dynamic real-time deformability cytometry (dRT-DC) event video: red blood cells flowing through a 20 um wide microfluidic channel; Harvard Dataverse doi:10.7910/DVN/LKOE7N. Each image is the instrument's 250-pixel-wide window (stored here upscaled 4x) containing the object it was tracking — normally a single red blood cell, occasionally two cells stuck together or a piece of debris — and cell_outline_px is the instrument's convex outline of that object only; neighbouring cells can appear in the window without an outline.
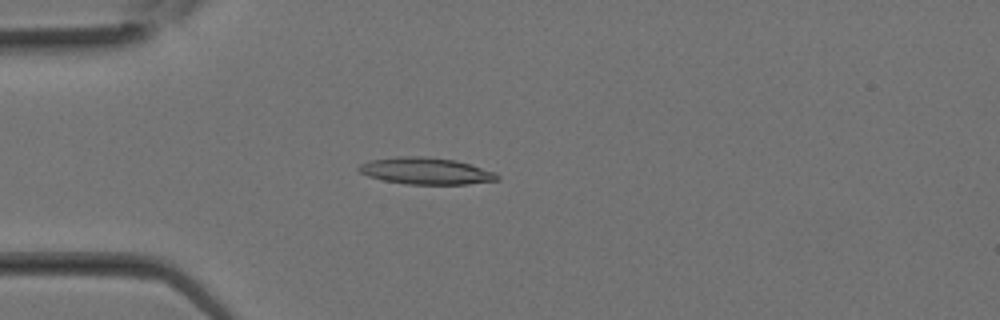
{"species": "Egyptian fruit bat (a non-hibernating species)", "species_latin": "Rousettus aegyptiacus", "temperature_condition": "room temperature", "stored_images_in_passage": 16, "camera_frame_rate_fps": 3000, "um_per_image_px": 0.085, "animal": {"sex": "female"}, "frame": {"image": 1, "passage_image": 8, "time_ms": 2.333, "image_size_px": [1000, 320], "cell_outline_px": [[500, 180], [468, 184], [404, 184], [384, 180], [368, 176], [360, 172], [356, 168], [360, 164], [372, 160], [396, 156], [424, 156], [456, 160], [496, 172], [500, 176]], "centroid_in_image_um": [36.22, 14.53], "position_along_channel_um": 48.8, "area_um2": 21.68}}
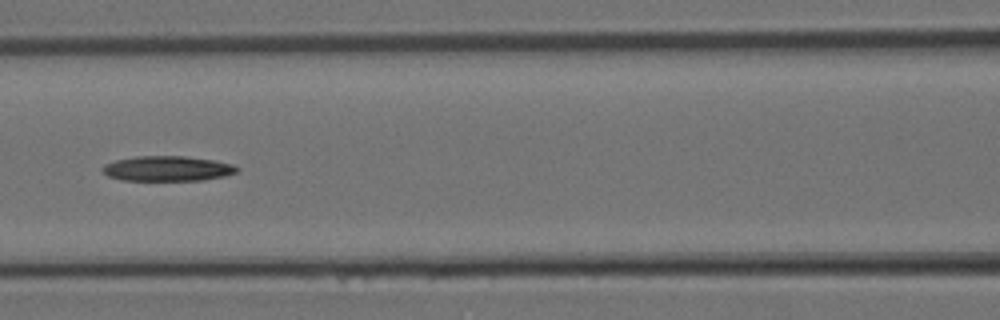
{"frame": {"image": 2, "passage_image": 13, "time_ms": 4.0, "image_size_px": [1000, 320], "cell_outline_px": [[240, 168], [236, 172], [224, 176], [204, 180], [120, 180], [108, 176], [100, 168], [104, 164], [116, 160], [136, 156], [184, 156], [212, 160], [232, 164]], "centroid_in_image_um": [14.2, 14.33], "position_along_channel_um": 152.4, "area_um2": 19.59}}
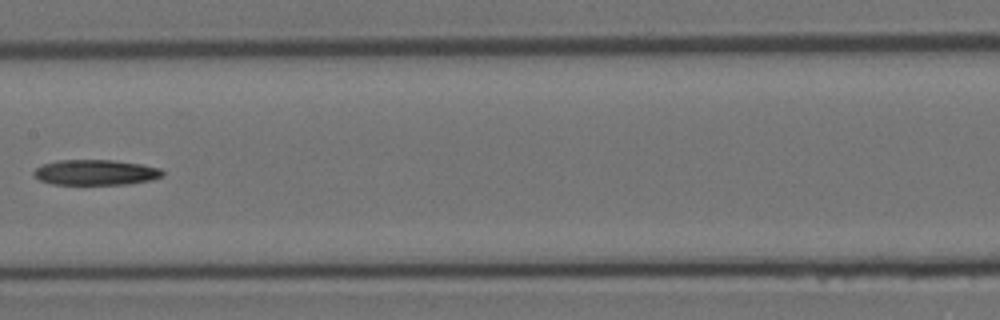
{"frame": {"image": 3, "passage_image": 15, "time_ms": 4.667, "image_size_px": [1000, 320], "cell_outline_px": [[164, 176], [152, 180], [128, 184], [52, 184], [40, 180], [32, 176], [32, 172], [36, 168], [44, 164], [60, 160], [112, 160], [140, 164], [160, 168], [164, 172]], "centroid_in_image_um": [8.13, 14.66], "position_along_channel_um": 199.3, "area_um2": 19.07}}